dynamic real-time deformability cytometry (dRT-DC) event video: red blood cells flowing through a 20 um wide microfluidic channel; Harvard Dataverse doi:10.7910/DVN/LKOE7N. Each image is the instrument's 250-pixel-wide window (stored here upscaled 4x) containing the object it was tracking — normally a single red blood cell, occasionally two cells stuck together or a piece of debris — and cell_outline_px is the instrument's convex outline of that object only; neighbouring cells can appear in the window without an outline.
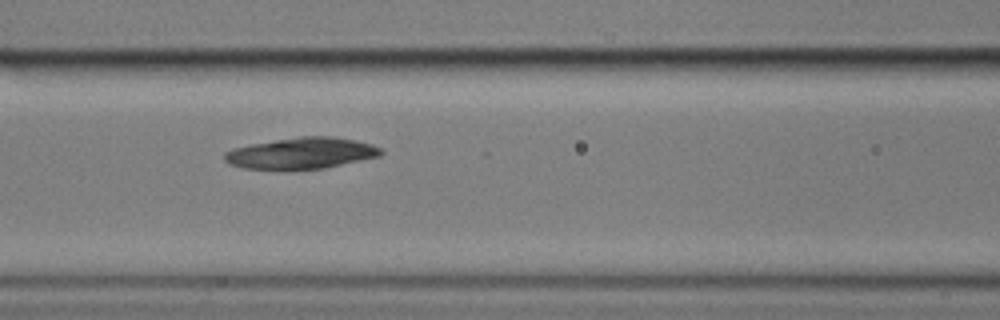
{"species": "common noctule bat (a hibernating species)", "species_latin": "Nyctalus noctula", "temperature_condition": "cold", "stored_images_in_passage": 5, "camera_frame_rate_fps": 3000, "um_per_image_px": 0.085, "animal": {"sex": "male", "body_mass_g": 17.9}, "frame": {"image": 1, "passage_image": 5, "time_ms": 4.667, "image_size_px": [1000, 320], "cell_outline_px": [[384, 152], [380, 156], [324, 168], [244, 168], [228, 164], [224, 160], [224, 152], [236, 148], [252, 144], [300, 136], [332, 136], [372, 144], [380, 148]], "centroid_in_image_um": [25.63, 13.01], "position_along_channel_um": 141.0, "area_um2": 27.86}}